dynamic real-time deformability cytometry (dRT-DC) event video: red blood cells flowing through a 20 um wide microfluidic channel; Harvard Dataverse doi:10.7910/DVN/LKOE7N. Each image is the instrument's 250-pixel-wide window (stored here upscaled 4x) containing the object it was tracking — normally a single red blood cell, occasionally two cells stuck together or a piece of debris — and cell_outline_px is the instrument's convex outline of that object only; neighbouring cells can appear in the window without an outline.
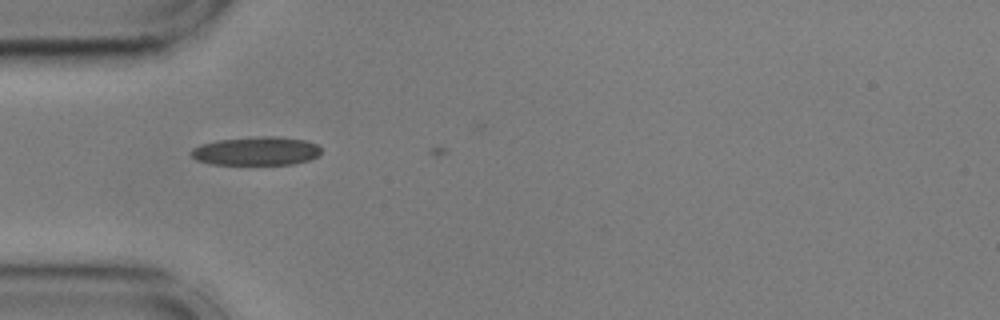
{"species": "common noctule bat (a hibernating species)", "species_latin": "Nyctalus noctula", "temperature_condition": "cold", "stored_images_in_passage": 4, "camera_frame_rate_fps": 3000, "um_per_image_px": 0.085, "animal": {"sex": "male", "body_mass_g": 17.9, "forearm_length_mm": 54.2}, "frame": {"image": 1, "passage_image": 3, "time_ms": 0.667, "image_size_px": [1000, 320], "cell_outline_px": [[320, 156], [308, 160], [292, 164], [212, 164], [196, 160], [188, 152], [192, 148], [200, 144], [216, 140], [260, 136], [280, 136], [304, 140], [316, 144], [320, 148]], "centroid_in_image_um": [21.76, 12.83], "position_along_channel_um": 63.2, "area_um2": 21.79}}